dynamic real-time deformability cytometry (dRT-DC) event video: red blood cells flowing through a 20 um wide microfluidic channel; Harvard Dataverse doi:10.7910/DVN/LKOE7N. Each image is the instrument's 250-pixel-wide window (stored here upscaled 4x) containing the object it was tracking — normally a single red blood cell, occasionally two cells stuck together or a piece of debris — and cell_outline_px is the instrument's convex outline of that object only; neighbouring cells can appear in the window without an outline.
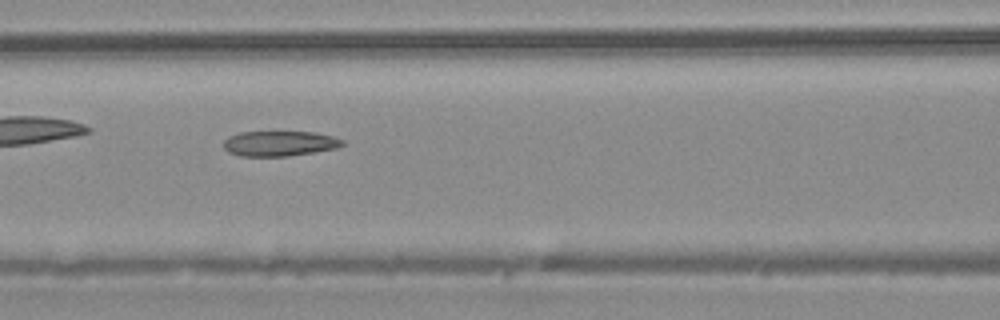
{"species": "common noctule bat (a hibernating species)", "species_latin": "Nyctalus noctula", "temperature_condition": "warm", "stored_images_in_passage": 37, "camera_frame_rate_fps": 3000, "um_per_image_px": 0.085, "animal": {"sex": "male", "body_mass_g": 20.4}, "frame": {"image": 1, "passage_image": 11, "time_ms": 3.333, "image_size_px": [1000, 320], "cell_outline_px": [[344, 144], [336, 148], [316, 152], [288, 156], [240, 156], [228, 152], [224, 148], [224, 140], [228, 136], [240, 132], [312, 132], [332, 136], [344, 140]], "centroid_in_image_um": [23.74, 12.2], "position_along_channel_um": 142.9, "area_um2": 17.46}}